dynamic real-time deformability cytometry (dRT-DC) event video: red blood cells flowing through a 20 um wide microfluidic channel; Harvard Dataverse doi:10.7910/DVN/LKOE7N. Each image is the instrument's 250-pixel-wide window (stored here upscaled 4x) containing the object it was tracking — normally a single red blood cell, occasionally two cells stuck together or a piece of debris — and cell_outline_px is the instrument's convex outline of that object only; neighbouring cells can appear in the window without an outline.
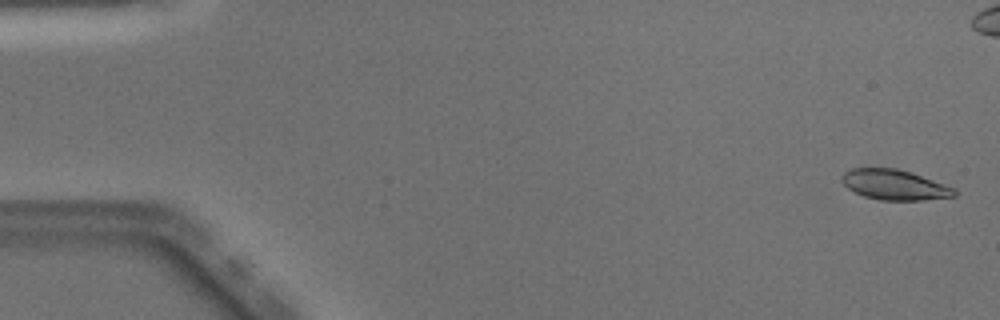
{"species": "Egyptian fruit bat (a non-hibernating species)", "species_latin": "Rousettus aegyptiacus", "temperature_condition": "warm", "stored_images_in_passage": 51, "camera_frame_rate_fps": 3000, "um_per_image_px": 0.085, "animal": {"sex": "male"}, "frame": {"image": 1, "passage_image": 2, "time_ms": 0.333, "image_size_px": [1000, 320], "cell_outline_px": [[956, 196], [924, 200], [880, 200], [864, 196], [848, 188], [840, 180], [840, 176], [844, 172], [852, 168], [896, 168], [956, 188]], "centroid_in_image_um": [76.01, 15.71], "position_along_channel_um": 9.0, "area_um2": 19.65}}
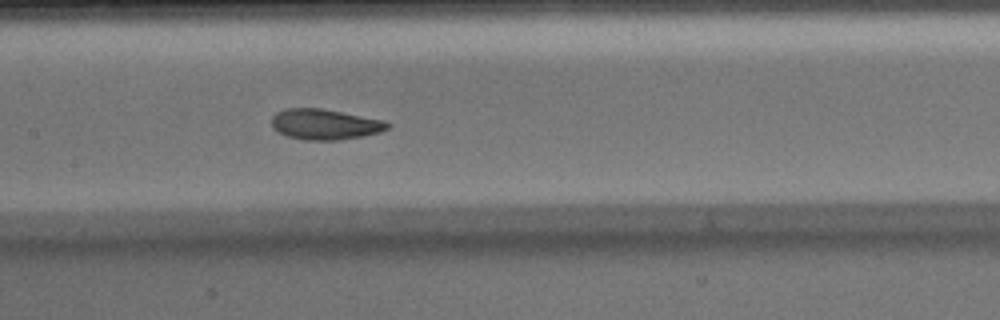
{"frame": {"image": 2, "passage_image": 25, "time_ms": 8.0, "image_size_px": [1000, 320], "cell_outline_px": [[392, 124], [388, 128], [380, 132], [364, 136], [336, 140], [304, 140], [288, 136], [272, 128], [272, 116], [276, 112], [284, 108], [320, 108], [384, 120]], "centroid_in_image_um": [27.61, 10.56], "position_along_channel_um": 179.8, "area_um2": 20.63}}
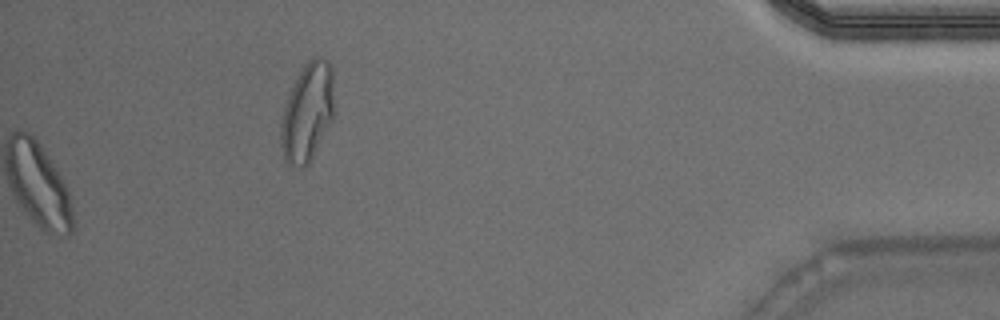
{"frame": {"image": 3, "passage_image": 51, "time_ms": 16.667, "image_size_px": [1000, 320], "cell_outline_px": [[332, 120], [308, 164], [304, 168], [300, 168], [288, 164], [284, 160], [280, 144], [280, 124], [284, 104], [292, 84], [304, 64], [312, 56], [320, 56], [328, 60], [332, 68]], "centroid_in_image_um": [26.08, 9.53], "position_along_channel_um": 409.1, "area_um2": 30.69}, "authors_computed_cell_mechanics": {"area_um2": 20.7502, "velocity_mm_per_s": 4.0487, "shape_relaxation_time_tau1_ms": 6.026, "shape_relaxation_time_tau2_ms": 1.992, "deformation_change_tau1": 0.1576, "deformation_change_tau2": 0.0714}}